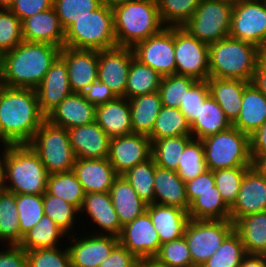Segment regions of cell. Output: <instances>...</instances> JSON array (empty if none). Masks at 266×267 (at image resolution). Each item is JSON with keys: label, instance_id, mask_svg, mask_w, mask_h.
<instances>
[{"label": "cell", "instance_id": "cell-3", "mask_svg": "<svg viewBox=\"0 0 266 267\" xmlns=\"http://www.w3.org/2000/svg\"><path fill=\"white\" fill-rule=\"evenodd\" d=\"M48 175L39 156L28 144L10 145L4 149L3 189L15 194L43 195Z\"/></svg>", "mask_w": 266, "mask_h": 267}, {"label": "cell", "instance_id": "cell-34", "mask_svg": "<svg viewBox=\"0 0 266 267\" xmlns=\"http://www.w3.org/2000/svg\"><path fill=\"white\" fill-rule=\"evenodd\" d=\"M232 126L224 111L214 98L209 95L203 104L199 117L191 125V136L194 139L204 138L225 131Z\"/></svg>", "mask_w": 266, "mask_h": 267}, {"label": "cell", "instance_id": "cell-11", "mask_svg": "<svg viewBox=\"0 0 266 267\" xmlns=\"http://www.w3.org/2000/svg\"><path fill=\"white\" fill-rule=\"evenodd\" d=\"M175 74L196 80L209 78V44L193 37L183 27H174Z\"/></svg>", "mask_w": 266, "mask_h": 267}, {"label": "cell", "instance_id": "cell-56", "mask_svg": "<svg viewBox=\"0 0 266 267\" xmlns=\"http://www.w3.org/2000/svg\"><path fill=\"white\" fill-rule=\"evenodd\" d=\"M53 0H15L9 8L21 21L52 7Z\"/></svg>", "mask_w": 266, "mask_h": 267}, {"label": "cell", "instance_id": "cell-15", "mask_svg": "<svg viewBox=\"0 0 266 267\" xmlns=\"http://www.w3.org/2000/svg\"><path fill=\"white\" fill-rule=\"evenodd\" d=\"M134 57L131 47L117 46L98 51L97 77L117 97H125L129 68Z\"/></svg>", "mask_w": 266, "mask_h": 267}, {"label": "cell", "instance_id": "cell-50", "mask_svg": "<svg viewBox=\"0 0 266 267\" xmlns=\"http://www.w3.org/2000/svg\"><path fill=\"white\" fill-rule=\"evenodd\" d=\"M101 4V0H53L52 7L66 30L76 19L89 15Z\"/></svg>", "mask_w": 266, "mask_h": 267}, {"label": "cell", "instance_id": "cell-13", "mask_svg": "<svg viewBox=\"0 0 266 267\" xmlns=\"http://www.w3.org/2000/svg\"><path fill=\"white\" fill-rule=\"evenodd\" d=\"M135 58L162 77L175 74L174 27H164L156 35L133 47Z\"/></svg>", "mask_w": 266, "mask_h": 267}, {"label": "cell", "instance_id": "cell-2", "mask_svg": "<svg viewBox=\"0 0 266 267\" xmlns=\"http://www.w3.org/2000/svg\"><path fill=\"white\" fill-rule=\"evenodd\" d=\"M45 120L36 90L0 84V131L11 145L28 144Z\"/></svg>", "mask_w": 266, "mask_h": 267}, {"label": "cell", "instance_id": "cell-7", "mask_svg": "<svg viewBox=\"0 0 266 267\" xmlns=\"http://www.w3.org/2000/svg\"><path fill=\"white\" fill-rule=\"evenodd\" d=\"M207 170L251 167L250 136L231 126L202 140Z\"/></svg>", "mask_w": 266, "mask_h": 267}, {"label": "cell", "instance_id": "cell-70", "mask_svg": "<svg viewBox=\"0 0 266 267\" xmlns=\"http://www.w3.org/2000/svg\"><path fill=\"white\" fill-rule=\"evenodd\" d=\"M142 1L150 2V3H153V4L157 5V6H158V4L160 2V0H142Z\"/></svg>", "mask_w": 266, "mask_h": 267}, {"label": "cell", "instance_id": "cell-67", "mask_svg": "<svg viewBox=\"0 0 266 267\" xmlns=\"http://www.w3.org/2000/svg\"><path fill=\"white\" fill-rule=\"evenodd\" d=\"M15 0H0V9H9Z\"/></svg>", "mask_w": 266, "mask_h": 267}, {"label": "cell", "instance_id": "cell-33", "mask_svg": "<svg viewBox=\"0 0 266 267\" xmlns=\"http://www.w3.org/2000/svg\"><path fill=\"white\" fill-rule=\"evenodd\" d=\"M133 133L149 135L162 107L159 91L129 99Z\"/></svg>", "mask_w": 266, "mask_h": 267}, {"label": "cell", "instance_id": "cell-8", "mask_svg": "<svg viewBox=\"0 0 266 267\" xmlns=\"http://www.w3.org/2000/svg\"><path fill=\"white\" fill-rule=\"evenodd\" d=\"M28 145L39 156L48 174L73 170L76 156L66 128L51 124L46 119Z\"/></svg>", "mask_w": 266, "mask_h": 267}, {"label": "cell", "instance_id": "cell-37", "mask_svg": "<svg viewBox=\"0 0 266 267\" xmlns=\"http://www.w3.org/2000/svg\"><path fill=\"white\" fill-rule=\"evenodd\" d=\"M191 135V125L179 108L161 107L152 132L148 135L151 142L167 137Z\"/></svg>", "mask_w": 266, "mask_h": 267}, {"label": "cell", "instance_id": "cell-48", "mask_svg": "<svg viewBox=\"0 0 266 267\" xmlns=\"http://www.w3.org/2000/svg\"><path fill=\"white\" fill-rule=\"evenodd\" d=\"M20 226V242L25 233L34 227L44 215L43 195L16 194Z\"/></svg>", "mask_w": 266, "mask_h": 267}, {"label": "cell", "instance_id": "cell-63", "mask_svg": "<svg viewBox=\"0 0 266 267\" xmlns=\"http://www.w3.org/2000/svg\"><path fill=\"white\" fill-rule=\"evenodd\" d=\"M255 167L262 175L266 176V153L260 154L254 161Z\"/></svg>", "mask_w": 266, "mask_h": 267}, {"label": "cell", "instance_id": "cell-69", "mask_svg": "<svg viewBox=\"0 0 266 267\" xmlns=\"http://www.w3.org/2000/svg\"><path fill=\"white\" fill-rule=\"evenodd\" d=\"M0 142L3 144L2 148L5 149L7 147H9L11 144L5 139V137L3 136V134L0 131Z\"/></svg>", "mask_w": 266, "mask_h": 267}, {"label": "cell", "instance_id": "cell-66", "mask_svg": "<svg viewBox=\"0 0 266 267\" xmlns=\"http://www.w3.org/2000/svg\"><path fill=\"white\" fill-rule=\"evenodd\" d=\"M2 155H0V188L3 187L4 183V149L3 152H1Z\"/></svg>", "mask_w": 266, "mask_h": 267}, {"label": "cell", "instance_id": "cell-62", "mask_svg": "<svg viewBox=\"0 0 266 267\" xmlns=\"http://www.w3.org/2000/svg\"><path fill=\"white\" fill-rule=\"evenodd\" d=\"M239 267H266V256L247 254Z\"/></svg>", "mask_w": 266, "mask_h": 267}, {"label": "cell", "instance_id": "cell-57", "mask_svg": "<svg viewBox=\"0 0 266 267\" xmlns=\"http://www.w3.org/2000/svg\"><path fill=\"white\" fill-rule=\"evenodd\" d=\"M82 94L84 98L95 107L106 104L117 98L114 92L98 78L91 83Z\"/></svg>", "mask_w": 266, "mask_h": 267}, {"label": "cell", "instance_id": "cell-36", "mask_svg": "<svg viewBox=\"0 0 266 267\" xmlns=\"http://www.w3.org/2000/svg\"><path fill=\"white\" fill-rule=\"evenodd\" d=\"M162 76L135 57L129 68L125 98L149 94L158 91Z\"/></svg>", "mask_w": 266, "mask_h": 267}, {"label": "cell", "instance_id": "cell-52", "mask_svg": "<svg viewBox=\"0 0 266 267\" xmlns=\"http://www.w3.org/2000/svg\"><path fill=\"white\" fill-rule=\"evenodd\" d=\"M22 41V21L9 9H0V56Z\"/></svg>", "mask_w": 266, "mask_h": 267}, {"label": "cell", "instance_id": "cell-24", "mask_svg": "<svg viewBox=\"0 0 266 267\" xmlns=\"http://www.w3.org/2000/svg\"><path fill=\"white\" fill-rule=\"evenodd\" d=\"M85 193L110 192L114 180L119 176L107 158L76 159L72 170Z\"/></svg>", "mask_w": 266, "mask_h": 267}, {"label": "cell", "instance_id": "cell-35", "mask_svg": "<svg viewBox=\"0 0 266 267\" xmlns=\"http://www.w3.org/2000/svg\"><path fill=\"white\" fill-rule=\"evenodd\" d=\"M68 235L48 216L42 219L22 237L19 246L26 251L33 249H47L61 246L59 239Z\"/></svg>", "mask_w": 266, "mask_h": 267}, {"label": "cell", "instance_id": "cell-53", "mask_svg": "<svg viewBox=\"0 0 266 267\" xmlns=\"http://www.w3.org/2000/svg\"><path fill=\"white\" fill-rule=\"evenodd\" d=\"M60 247L26 251L27 267H71L68 248Z\"/></svg>", "mask_w": 266, "mask_h": 267}, {"label": "cell", "instance_id": "cell-38", "mask_svg": "<svg viewBox=\"0 0 266 267\" xmlns=\"http://www.w3.org/2000/svg\"><path fill=\"white\" fill-rule=\"evenodd\" d=\"M50 195L58 196L80 211L85 191L73 171L49 174L47 190Z\"/></svg>", "mask_w": 266, "mask_h": 267}, {"label": "cell", "instance_id": "cell-22", "mask_svg": "<svg viewBox=\"0 0 266 267\" xmlns=\"http://www.w3.org/2000/svg\"><path fill=\"white\" fill-rule=\"evenodd\" d=\"M86 211V212H85ZM79 213H87L89 219L99 227L94 234L119 237L122 225L113 207L109 192L85 193L82 207Z\"/></svg>", "mask_w": 266, "mask_h": 267}, {"label": "cell", "instance_id": "cell-31", "mask_svg": "<svg viewBox=\"0 0 266 267\" xmlns=\"http://www.w3.org/2000/svg\"><path fill=\"white\" fill-rule=\"evenodd\" d=\"M109 193L122 226L132 222L146 211L147 204L140 199L136 191L122 175H119L114 180Z\"/></svg>", "mask_w": 266, "mask_h": 267}, {"label": "cell", "instance_id": "cell-65", "mask_svg": "<svg viewBox=\"0 0 266 267\" xmlns=\"http://www.w3.org/2000/svg\"><path fill=\"white\" fill-rule=\"evenodd\" d=\"M101 1L107 7L114 8L115 6L126 3L130 0H101Z\"/></svg>", "mask_w": 266, "mask_h": 267}, {"label": "cell", "instance_id": "cell-6", "mask_svg": "<svg viewBox=\"0 0 266 267\" xmlns=\"http://www.w3.org/2000/svg\"><path fill=\"white\" fill-rule=\"evenodd\" d=\"M64 46L97 51L117 47L112 8L102 3L89 15L76 19L65 30Z\"/></svg>", "mask_w": 266, "mask_h": 267}, {"label": "cell", "instance_id": "cell-49", "mask_svg": "<svg viewBox=\"0 0 266 267\" xmlns=\"http://www.w3.org/2000/svg\"><path fill=\"white\" fill-rule=\"evenodd\" d=\"M249 167H234L213 171L215 186L225 204L231 208L237 200L242 179Z\"/></svg>", "mask_w": 266, "mask_h": 267}, {"label": "cell", "instance_id": "cell-27", "mask_svg": "<svg viewBox=\"0 0 266 267\" xmlns=\"http://www.w3.org/2000/svg\"><path fill=\"white\" fill-rule=\"evenodd\" d=\"M95 122L110 138L132 134L129 99L117 97L113 101L96 106Z\"/></svg>", "mask_w": 266, "mask_h": 267}, {"label": "cell", "instance_id": "cell-41", "mask_svg": "<svg viewBox=\"0 0 266 267\" xmlns=\"http://www.w3.org/2000/svg\"><path fill=\"white\" fill-rule=\"evenodd\" d=\"M192 139L191 135L167 137L152 142L151 157L155 165L177 171L178 161L185 145Z\"/></svg>", "mask_w": 266, "mask_h": 267}, {"label": "cell", "instance_id": "cell-25", "mask_svg": "<svg viewBox=\"0 0 266 267\" xmlns=\"http://www.w3.org/2000/svg\"><path fill=\"white\" fill-rule=\"evenodd\" d=\"M96 107L89 103L83 94L72 93L56 106L46 119L59 127L66 129L93 123Z\"/></svg>", "mask_w": 266, "mask_h": 267}, {"label": "cell", "instance_id": "cell-55", "mask_svg": "<svg viewBox=\"0 0 266 267\" xmlns=\"http://www.w3.org/2000/svg\"><path fill=\"white\" fill-rule=\"evenodd\" d=\"M185 187L189 205L200 195V193L216 191L213 171L206 170L194 179L185 182Z\"/></svg>", "mask_w": 266, "mask_h": 267}, {"label": "cell", "instance_id": "cell-21", "mask_svg": "<svg viewBox=\"0 0 266 267\" xmlns=\"http://www.w3.org/2000/svg\"><path fill=\"white\" fill-rule=\"evenodd\" d=\"M67 130L76 159H100L109 156L111 138L95 121Z\"/></svg>", "mask_w": 266, "mask_h": 267}, {"label": "cell", "instance_id": "cell-4", "mask_svg": "<svg viewBox=\"0 0 266 267\" xmlns=\"http://www.w3.org/2000/svg\"><path fill=\"white\" fill-rule=\"evenodd\" d=\"M263 51L248 42L227 37L209 44V77L252 82Z\"/></svg>", "mask_w": 266, "mask_h": 267}, {"label": "cell", "instance_id": "cell-32", "mask_svg": "<svg viewBox=\"0 0 266 267\" xmlns=\"http://www.w3.org/2000/svg\"><path fill=\"white\" fill-rule=\"evenodd\" d=\"M246 254L266 256V211L239 218L234 223Z\"/></svg>", "mask_w": 266, "mask_h": 267}, {"label": "cell", "instance_id": "cell-47", "mask_svg": "<svg viewBox=\"0 0 266 267\" xmlns=\"http://www.w3.org/2000/svg\"><path fill=\"white\" fill-rule=\"evenodd\" d=\"M198 80L190 76L173 74L162 77L159 86L162 105L166 107L179 108L186 96V92Z\"/></svg>", "mask_w": 266, "mask_h": 267}, {"label": "cell", "instance_id": "cell-30", "mask_svg": "<svg viewBox=\"0 0 266 267\" xmlns=\"http://www.w3.org/2000/svg\"><path fill=\"white\" fill-rule=\"evenodd\" d=\"M210 95L224 111L226 118L232 124L239 115L244 87L249 83L240 79H207Z\"/></svg>", "mask_w": 266, "mask_h": 267}, {"label": "cell", "instance_id": "cell-9", "mask_svg": "<svg viewBox=\"0 0 266 267\" xmlns=\"http://www.w3.org/2000/svg\"><path fill=\"white\" fill-rule=\"evenodd\" d=\"M233 6L222 0H201L193 16L182 26L207 44L229 37Z\"/></svg>", "mask_w": 266, "mask_h": 267}, {"label": "cell", "instance_id": "cell-28", "mask_svg": "<svg viewBox=\"0 0 266 267\" xmlns=\"http://www.w3.org/2000/svg\"><path fill=\"white\" fill-rule=\"evenodd\" d=\"M266 121V96L249 82L243 91L241 109L232 126L251 136Z\"/></svg>", "mask_w": 266, "mask_h": 267}, {"label": "cell", "instance_id": "cell-10", "mask_svg": "<svg viewBox=\"0 0 266 267\" xmlns=\"http://www.w3.org/2000/svg\"><path fill=\"white\" fill-rule=\"evenodd\" d=\"M233 229L231 220L189 219L184 237L192 257V267H201Z\"/></svg>", "mask_w": 266, "mask_h": 267}, {"label": "cell", "instance_id": "cell-1", "mask_svg": "<svg viewBox=\"0 0 266 267\" xmlns=\"http://www.w3.org/2000/svg\"><path fill=\"white\" fill-rule=\"evenodd\" d=\"M60 50L48 43L23 40L0 56V84L35 90L60 55Z\"/></svg>", "mask_w": 266, "mask_h": 267}, {"label": "cell", "instance_id": "cell-44", "mask_svg": "<svg viewBox=\"0 0 266 267\" xmlns=\"http://www.w3.org/2000/svg\"><path fill=\"white\" fill-rule=\"evenodd\" d=\"M206 170L202 140L192 138L183 149L176 172L184 182H188Z\"/></svg>", "mask_w": 266, "mask_h": 267}, {"label": "cell", "instance_id": "cell-64", "mask_svg": "<svg viewBox=\"0 0 266 267\" xmlns=\"http://www.w3.org/2000/svg\"><path fill=\"white\" fill-rule=\"evenodd\" d=\"M137 265L139 267H165L159 263L155 258L138 259Z\"/></svg>", "mask_w": 266, "mask_h": 267}, {"label": "cell", "instance_id": "cell-60", "mask_svg": "<svg viewBox=\"0 0 266 267\" xmlns=\"http://www.w3.org/2000/svg\"><path fill=\"white\" fill-rule=\"evenodd\" d=\"M250 144L253 161L260 154L266 153V121L250 136Z\"/></svg>", "mask_w": 266, "mask_h": 267}, {"label": "cell", "instance_id": "cell-45", "mask_svg": "<svg viewBox=\"0 0 266 267\" xmlns=\"http://www.w3.org/2000/svg\"><path fill=\"white\" fill-rule=\"evenodd\" d=\"M43 206L44 215L50 217L68 236L73 233L77 222L76 217L80 216L79 211L73 205L46 191L43 194Z\"/></svg>", "mask_w": 266, "mask_h": 267}, {"label": "cell", "instance_id": "cell-68", "mask_svg": "<svg viewBox=\"0 0 266 267\" xmlns=\"http://www.w3.org/2000/svg\"><path fill=\"white\" fill-rule=\"evenodd\" d=\"M224 2H226L227 4H230L232 6L238 5L240 3H245L247 1H254V0H222Z\"/></svg>", "mask_w": 266, "mask_h": 267}, {"label": "cell", "instance_id": "cell-5", "mask_svg": "<svg viewBox=\"0 0 266 267\" xmlns=\"http://www.w3.org/2000/svg\"><path fill=\"white\" fill-rule=\"evenodd\" d=\"M117 46L133 48L138 42L159 33L163 25L158 6L130 0L112 8Z\"/></svg>", "mask_w": 266, "mask_h": 267}, {"label": "cell", "instance_id": "cell-26", "mask_svg": "<svg viewBox=\"0 0 266 267\" xmlns=\"http://www.w3.org/2000/svg\"><path fill=\"white\" fill-rule=\"evenodd\" d=\"M146 212L151 218L161 244L184 236L185 227L189 221L186 210L175 206L153 203L147 205Z\"/></svg>", "mask_w": 266, "mask_h": 267}, {"label": "cell", "instance_id": "cell-16", "mask_svg": "<svg viewBox=\"0 0 266 267\" xmlns=\"http://www.w3.org/2000/svg\"><path fill=\"white\" fill-rule=\"evenodd\" d=\"M152 142L144 134L132 133L111 138L109 162L118 175L151 158Z\"/></svg>", "mask_w": 266, "mask_h": 267}, {"label": "cell", "instance_id": "cell-40", "mask_svg": "<svg viewBox=\"0 0 266 267\" xmlns=\"http://www.w3.org/2000/svg\"><path fill=\"white\" fill-rule=\"evenodd\" d=\"M189 219L230 220V208L223 201L219 190L206 191L190 204Z\"/></svg>", "mask_w": 266, "mask_h": 267}, {"label": "cell", "instance_id": "cell-59", "mask_svg": "<svg viewBox=\"0 0 266 267\" xmlns=\"http://www.w3.org/2000/svg\"><path fill=\"white\" fill-rule=\"evenodd\" d=\"M6 248L0 250V267H27V253L23 247L6 245Z\"/></svg>", "mask_w": 266, "mask_h": 267}, {"label": "cell", "instance_id": "cell-18", "mask_svg": "<svg viewBox=\"0 0 266 267\" xmlns=\"http://www.w3.org/2000/svg\"><path fill=\"white\" fill-rule=\"evenodd\" d=\"M264 211H266V176L251 166L246 170L237 200L230 208V220L235 223L241 217Z\"/></svg>", "mask_w": 266, "mask_h": 267}, {"label": "cell", "instance_id": "cell-23", "mask_svg": "<svg viewBox=\"0 0 266 267\" xmlns=\"http://www.w3.org/2000/svg\"><path fill=\"white\" fill-rule=\"evenodd\" d=\"M22 36L24 41L64 47L65 30L62 28L53 7L24 19L22 21Z\"/></svg>", "mask_w": 266, "mask_h": 267}, {"label": "cell", "instance_id": "cell-12", "mask_svg": "<svg viewBox=\"0 0 266 267\" xmlns=\"http://www.w3.org/2000/svg\"><path fill=\"white\" fill-rule=\"evenodd\" d=\"M229 37L266 51V0L247 1L233 6Z\"/></svg>", "mask_w": 266, "mask_h": 267}, {"label": "cell", "instance_id": "cell-17", "mask_svg": "<svg viewBox=\"0 0 266 267\" xmlns=\"http://www.w3.org/2000/svg\"><path fill=\"white\" fill-rule=\"evenodd\" d=\"M69 235L71 242L67 248L70 254L71 267H99L119 243L118 238L110 235ZM76 237V238H75ZM70 245V246H69Z\"/></svg>", "mask_w": 266, "mask_h": 267}, {"label": "cell", "instance_id": "cell-39", "mask_svg": "<svg viewBox=\"0 0 266 267\" xmlns=\"http://www.w3.org/2000/svg\"><path fill=\"white\" fill-rule=\"evenodd\" d=\"M0 240L7 245L20 243L16 194L3 188H0Z\"/></svg>", "mask_w": 266, "mask_h": 267}, {"label": "cell", "instance_id": "cell-51", "mask_svg": "<svg viewBox=\"0 0 266 267\" xmlns=\"http://www.w3.org/2000/svg\"><path fill=\"white\" fill-rule=\"evenodd\" d=\"M154 258L165 267H192V257L184 236L161 244Z\"/></svg>", "mask_w": 266, "mask_h": 267}, {"label": "cell", "instance_id": "cell-20", "mask_svg": "<svg viewBox=\"0 0 266 267\" xmlns=\"http://www.w3.org/2000/svg\"><path fill=\"white\" fill-rule=\"evenodd\" d=\"M41 112L47 116L67 96L71 95L67 65L59 55L35 89Z\"/></svg>", "mask_w": 266, "mask_h": 267}, {"label": "cell", "instance_id": "cell-61", "mask_svg": "<svg viewBox=\"0 0 266 267\" xmlns=\"http://www.w3.org/2000/svg\"><path fill=\"white\" fill-rule=\"evenodd\" d=\"M252 82L266 96V51L259 55Z\"/></svg>", "mask_w": 266, "mask_h": 267}, {"label": "cell", "instance_id": "cell-43", "mask_svg": "<svg viewBox=\"0 0 266 267\" xmlns=\"http://www.w3.org/2000/svg\"><path fill=\"white\" fill-rule=\"evenodd\" d=\"M154 175L155 163L151 157L129 169L122 176L130 183L140 199L150 205L154 203Z\"/></svg>", "mask_w": 266, "mask_h": 267}, {"label": "cell", "instance_id": "cell-58", "mask_svg": "<svg viewBox=\"0 0 266 267\" xmlns=\"http://www.w3.org/2000/svg\"><path fill=\"white\" fill-rule=\"evenodd\" d=\"M138 259L119 243L99 267H135Z\"/></svg>", "mask_w": 266, "mask_h": 267}, {"label": "cell", "instance_id": "cell-46", "mask_svg": "<svg viewBox=\"0 0 266 267\" xmlns=\"http://www.w3.org/2000/svg\"><path fill=\"white\" fill-rule=\"evenodd\" d=\"M201 0H160L158 10L165 27H182L195 13Z\"/></svg>", "mask_w": 266, "mask_h": 267}, {"label": "cell", "instance_id": "cell-29", "mask_svg": "<svg viewBox=\"0 0 266 267\" xmlns=\"http://www.w3.org/2000/svg\"><path fill=\"white\" fill-rule=\"evenodd\" d=\"M154 203L181 208L188 212L185 182L176 171L155 165Z\"/></svg>", "mask_w": 266, "mask_h": 267}, {"label": "cell", "instance_id": "cell-19", "mask_svg": "<svg viewBox=\"0 0 266 267\" xmlns=\"http://www.w3.org/2000/svg\"><path fill=\"white\" fill-rule=\"evenodd\" d=\"M60 56L67 65L71 91L82 94L98 78V51L64 46Z\"/></svg>", "mask_w": 266, "mask_h": 267}, {"label": "cell", "instance_id": "cell-14", "mask_svg": "<svg viewBox=\"0 0 266 267\" xmlns=\"http://www.w3.org/2000/svg\"><path fill=\"white\" fill-rule=\"evenodd\" d=\"M118 242L137 259L154 258L161 247L158 233L146 211L122 226Z\"/></svg>", "mask_w": 266, "mask_h": 267}, {"label": "cell", "instance_id": "cell-54", "mask_svg": "<svg viewBox=\"0 0 266 267\" xmlns=\"http://www.w3.org/2000/svg\"><path fill=\"white\" fill-rule=\"evenodd\" d=\"M210 95L207 80H198L187 92L179 109L190 125L199 117L201 104Z\"/></svg>", "mask_w": 266, "mask_h": 267}, {"label": "cell", "instance_id": "cell-42", "mask_svg": "<svg viewBox=\"0 0 266 267\" xmlns=\"http://www.w3.org/2000/svg\"><path fill=\"white\" fill-rule=\"evenodd\" d=\"M246 255L241 237L233 229L216 252L201 267H239Z\"/></svg>", "mask_w": 266, "mask_h": 267}]
</instances>
